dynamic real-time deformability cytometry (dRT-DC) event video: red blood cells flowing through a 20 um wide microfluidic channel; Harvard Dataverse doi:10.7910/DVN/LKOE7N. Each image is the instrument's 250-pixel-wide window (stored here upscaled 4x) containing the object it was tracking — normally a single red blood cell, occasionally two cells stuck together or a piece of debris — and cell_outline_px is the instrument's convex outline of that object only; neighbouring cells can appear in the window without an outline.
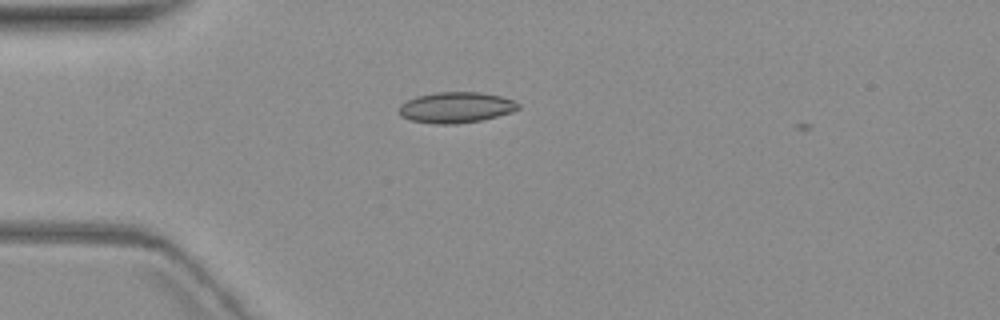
{"species": "common noctule bat (a hibernating species)", "species_latin": "Nyctalus noctula", "temperature_condition": "warm", "stored_images_in_passage": 4, "camera_frame_rate_fps": 3000, "um_per_image_px": 0.085, "animal": {"sex": "female", "body_mass_g": 19.3, "forearm_length_mm": 54.1}, "frame": {"image": 1, "passage_image": 2, "time_ms": 1.333, "image_size_px": [1000, 320], "cell_outline_px": [[520, 108], [512, 112], [480, 120], [456, 124], [436, 124], [412, 120], [400, 116], [400, 104], [416, 96], [436, 92], [480, 92], [500, 96], [512, 100], [520, 104]], "centroid_in_image_um": [38.76, 9.13], "position_along_channel_um": 46.2, "area_um2": 21.27}}
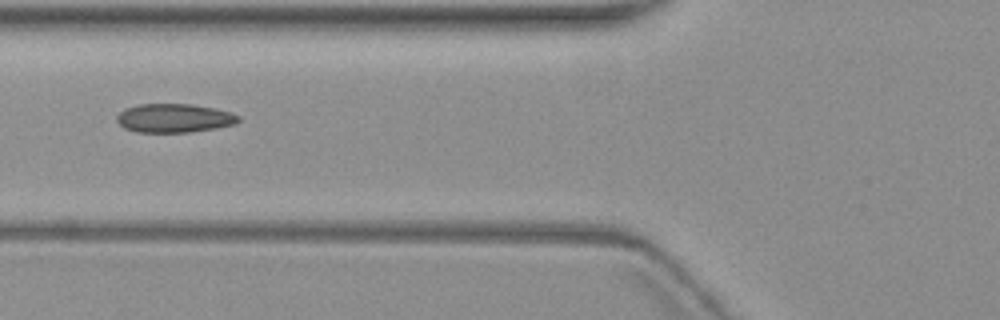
{"frame": {"image": 2, "passage_image": 4, "time_ms": 3.667, "image_size_px": [1000, 320], "cell_outline_px": [[240, 120], [236, 124], [216, 128], [188, 132], [136, 132], [124, 128], [116, 120], [116, 116], [124, 108], [140, 104], [192, 104], [232, 112], [240, 116]], "centroid_in_image_um": [14.81, 10.04], "position_along_channel_um": 111.0, "area_um2": 20.46}}